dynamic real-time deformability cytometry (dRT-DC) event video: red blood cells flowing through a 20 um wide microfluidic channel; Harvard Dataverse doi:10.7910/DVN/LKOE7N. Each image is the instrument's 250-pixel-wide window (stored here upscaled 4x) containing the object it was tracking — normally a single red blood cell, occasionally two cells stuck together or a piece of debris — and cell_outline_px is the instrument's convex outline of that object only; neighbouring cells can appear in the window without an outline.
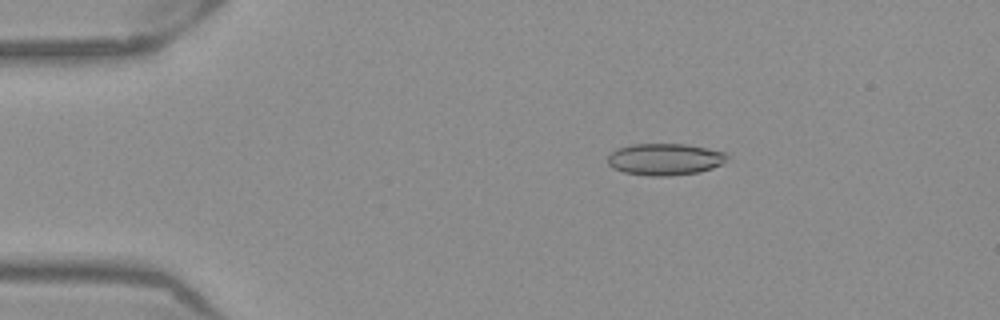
{"species": "Egyptian fruit bat (a non-hibernating species)", "species_latin": "Rousettus aegyptiacus", "temperature_condition": "warm", "stored_images_in_passage": 52, "camera_frame_rate_fps": 3000, "um_per_image_px": 0.085, "frame": {"image": 1, "passage_image": 9, "time_ms": 2.667, "image_size_px": [1000, 320], "cell_outline_px": [[728, 160], [724, 164], [700, 172], [668, 176], [652, 176], [624, 172], [612, 168], [608, 164], [608, 156], [616, 148], [632, 144], [688, 144], [708, 148], [724, 152], [728, 156]], "centroid_in_image_um": [56.54, 13.53], "position_along_channel_um": 28.5, "area_um2": 22.31}}
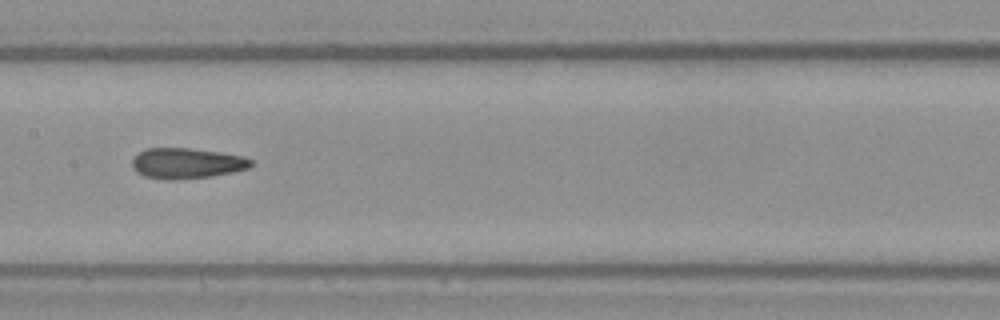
{"frame": {"image": 2, "passage_image": 26, "time_ms": 8.333, "image_size_px": [1000, 320], "cell_outline_px": [[256, 164], [248, 168], [232, 172], [212, 176], [172, 180], [164, 180], [144, 176], [136, 172], [132, 168], [132, 160], [144, 148], [192, 148], [220, 152], [244, 156], [256, 160]], "centroid_in_image_um": [15.91, 13.88], "position_along_channel_um": 191.5, "area_um2": 21.5}}
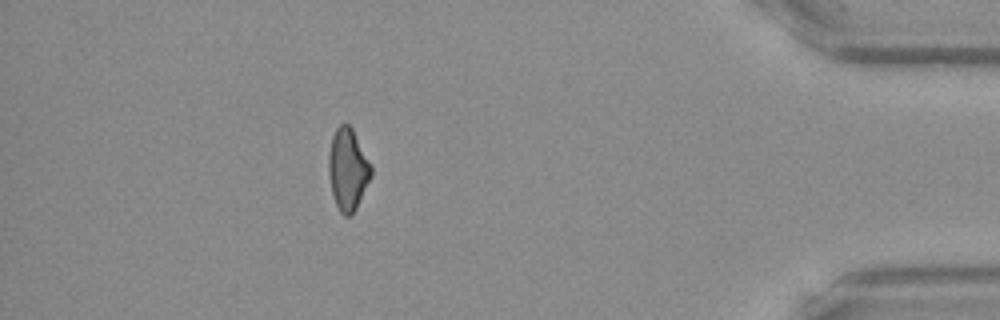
{"frame": {"image": 3, "passage_image": 46, "time_ms": 15.0, "image_size_px": [1000, 320], "cell_outline_px": [[372, 176], [352, 216], [344, 216], [340, 212], [336, 204], [332, 192], [328, 172], [328, 156], [332, 136], [336, 128], [340, 124], [348, 124], [352, 128], [372, 164]], "centroid_in_image_um": [29.57, 14.39], "position_along_channel_um": 405.6, "area_um2": 20.4}, "authors_computed_cell_mechanics": {"area_um2": 21.2415, "velocity_mm_per_s": 3.9279, "shape_relaxation_time_tau1_ms": null, "shape_relaxation_time_tau2_ms": 2.7618, "deformation_change_tau1": null, "deformation_change_tau2": 0.1073}}